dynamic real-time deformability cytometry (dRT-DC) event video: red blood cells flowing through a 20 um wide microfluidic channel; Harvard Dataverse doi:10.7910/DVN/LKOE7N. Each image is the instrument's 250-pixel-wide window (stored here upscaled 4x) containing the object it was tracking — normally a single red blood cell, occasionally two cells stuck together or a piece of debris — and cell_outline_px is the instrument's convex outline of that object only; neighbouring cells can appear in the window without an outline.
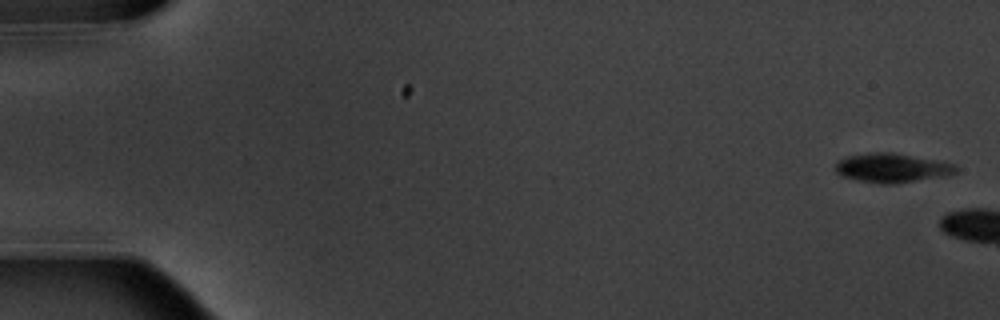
{"species": "common noctule bat (a hibernating species)", "species_latin": "Nyctalus noctula", "temperature_condition": "warm", "stored_images_in_passage": 2, "camera_frame_rate_fps": 3000, "um_per_image_px": 0.085, "animal": {"sex": "male", "body_mass_g": 20.1, "forearm_length_mm": 53.5}, "frame": {"image": 1, "passage_image": 1, "time_ms": 0.0, "image_size_px": [1000, 320], "cell_outline_px": [[956, 172], [948, 176], [892, 184], [880, 184], [860, 180], [844, 176], [836, 172], [836, 164], [840, 160], [848, 156], [872, 152], [892, 152], [956, 164]], "centroid_in_image_um": [75.85, 14.27], "position_along_channel_um": 9.1, "area_um2": 20.23}}